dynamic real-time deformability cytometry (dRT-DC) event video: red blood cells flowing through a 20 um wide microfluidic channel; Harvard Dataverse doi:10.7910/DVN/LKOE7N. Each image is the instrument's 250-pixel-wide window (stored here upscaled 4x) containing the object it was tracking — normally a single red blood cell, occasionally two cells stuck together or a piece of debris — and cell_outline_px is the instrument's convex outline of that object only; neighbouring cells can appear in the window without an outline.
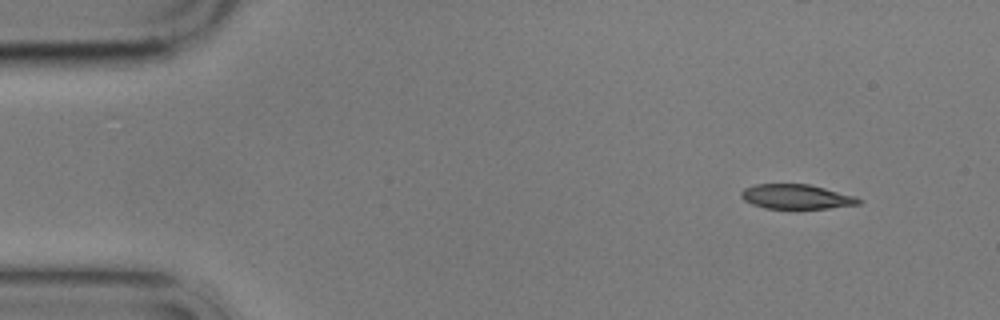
{"species": "common noctule bat (a hibernating species)", "species_latin": "Nyctalus noctula", "temperature_condition": "cold", "stored_images_in_passage": 4, "camera_frame_rate_fps": 3000, "um_per_image_px": 0.085, "animal": {"sex": "male", "body_mass_g": 17.9}, "frame": {"image": 1, "passage_image": 1, "time_ms": 0.0, "image_size_px": [1000, 320], "cell_outline_px": [[864, 200], [860, 204], [828, 208], [764, 208], [752, 204], [744, 200], [740, 196], [740, 192], [744, 188], [756, 184], [808, 184], [856, 196]], "centroid_in_image_um": [67.69, 16.71], "position_along_channel_um": 17.3, "area_um2": 16.82}}
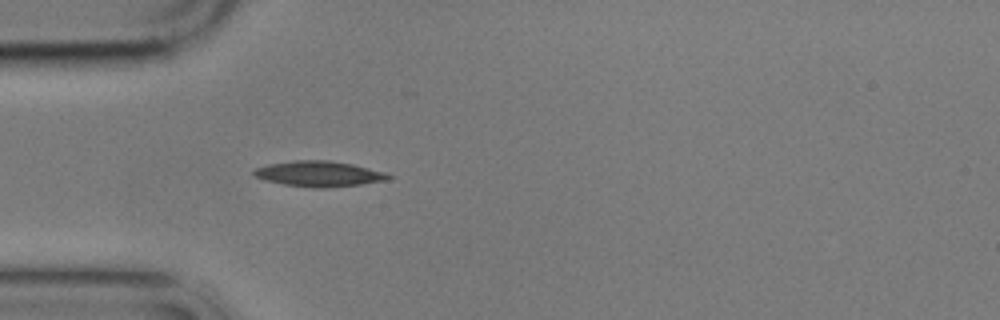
{"frame": {"image": 2, "passage_image": 4, "time_ms": 3.667, "image_size_px": [1000, 320], "cell_outline_px": [[396, 176], [388, 180], [360, 184], [328, 188], [312, 188], [284, 184], [264, 180], [256, 176], [252, 172], [256, 168], [268, 164], [292, 160], [328, 160], [352, 164], [384, 172]], "centroid_in_image_um": [27.13, 14.78], "position_along_channel_um": 57.9, "area_um2": 20.06}}